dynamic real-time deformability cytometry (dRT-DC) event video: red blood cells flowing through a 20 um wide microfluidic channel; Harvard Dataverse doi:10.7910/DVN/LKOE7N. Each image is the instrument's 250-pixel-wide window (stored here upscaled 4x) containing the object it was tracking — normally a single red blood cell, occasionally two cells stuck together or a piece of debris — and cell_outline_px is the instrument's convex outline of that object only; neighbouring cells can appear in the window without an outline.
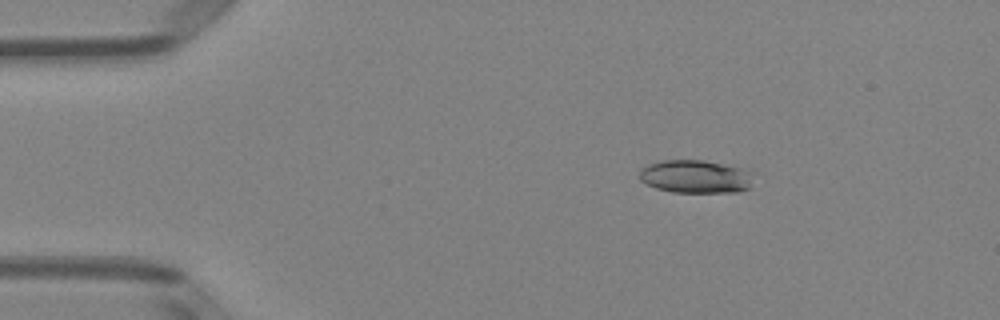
{"species": "Egyptian fruit bat (a non-hibernating species)", "species_latin": "Rousettus aegyptiacus", "temperature_condition": "room temperature", "stored_images_in_passage": 51, "camera_frame_rate_fps": 3000, "um_per_image_px": 0.085, "animal": {"sex": "female"}, "frame": {"image": 1, "passage_image": 9, "time_ms": 2.667, "image_size_px": [1000, 320], "cell_outline_px": [[756, 172], [752, 188], [740, 192], [672, 192], [656, 188], [640, 180], [640, 172], [648, 164], [660, 160], [704, 160], [744, 168]], "centroid_in_image_um": [59.25, 15.01], "position_along_channel_um": 25.8, "area_um2": 22.48}}
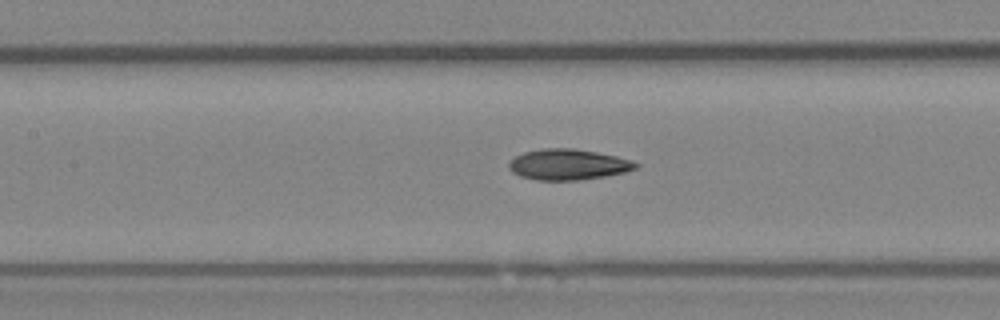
{"frame": {"image": 2, "passage_image": 24, "time_ms": 7.667, "image_size_px": [1000, 320], "cell_outline_px": [[640, 164], [636, 168], [624, 172], [604, 176], [580, 180], [536, 180], [520, 176], [512, 172], [508, 168], [508, 164], [516, 156], [524, 152], [540, 148], [572, 148], [596, 152], [616, 156], [632, 160]], "centroid_in_image_um": [48.27, 13.98], "position_along_channel_um": 159.1, "area_um2": 22.72}}
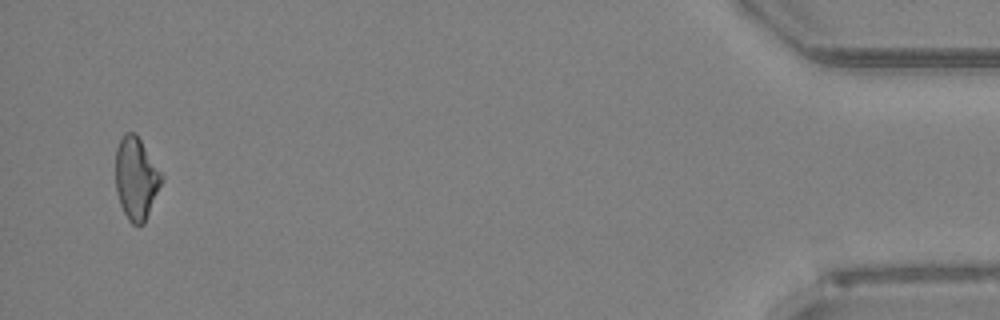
{"frame": {"image": 3, "passage_image": 50, "time_ms": 16.333, "image_size_px": [1000, 320], "cell_outline_px": [[164, 180], [144, 224], [132, 224], [128, 220], [120, 204], [116, 192], [116, 148], [124, 132], [136, 132], [164, 176]], "centroid_in_image_um": [11.59, 15.15], "position_along_channel_um": 423.6, "area_um2": 22.31}, "authors_computed_cell_mechanics": {"area_um2": 22.253, "velocity_mm_per_s": 4.0147, "shape_relaxation_time_tau1_ms": 6.9905, "shape_relaxation_time_tau2_ms": 4.1132, "deformation_change_tau1": 0.1579, "deformation_change_tau2": 0.1213}}